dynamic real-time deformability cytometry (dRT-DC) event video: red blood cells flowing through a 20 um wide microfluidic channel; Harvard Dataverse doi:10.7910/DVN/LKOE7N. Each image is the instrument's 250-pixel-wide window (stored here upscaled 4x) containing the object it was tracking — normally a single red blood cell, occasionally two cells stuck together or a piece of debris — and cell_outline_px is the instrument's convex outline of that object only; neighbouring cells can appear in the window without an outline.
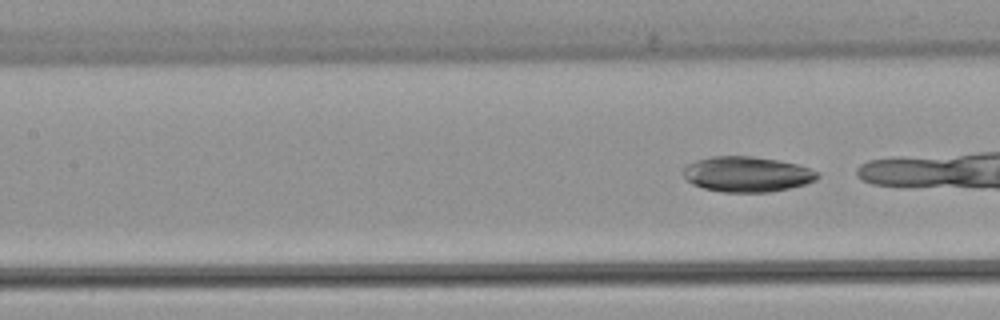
{"species": "common noctule bat (a hibernating species)", "species_latin": "Nyctalus noctula", "temperature_condition": "warm", "stored_images_in_passage": 10, "segment_of_instrument_passage": [2, 2], "camera_frame_rate_fps": 3000, "um_per_image_px": 0.085, "animal": {"sex": "female", "body_mass_g": 22.7, "forearm_length_mm": 54.2}, "frame": {"image": 1, "passage_image": 10, "time_ms": 11.667, "image_size_px": [1000, 320], "cell_outline_px": [[820, 176], [816, 180], [804, 184], [772, 192], [724, 192], [704, 188], [692, 184], [684, 176], [684, 168], [688, 164], [696, 160], [712, 156], [752, 156], [776, 160], [796, 164], [820, 172]], "centroid_in_image_um": [63.51, 14.81], "position_along_channel_um": 143.9, "area_um2": 27.51}}